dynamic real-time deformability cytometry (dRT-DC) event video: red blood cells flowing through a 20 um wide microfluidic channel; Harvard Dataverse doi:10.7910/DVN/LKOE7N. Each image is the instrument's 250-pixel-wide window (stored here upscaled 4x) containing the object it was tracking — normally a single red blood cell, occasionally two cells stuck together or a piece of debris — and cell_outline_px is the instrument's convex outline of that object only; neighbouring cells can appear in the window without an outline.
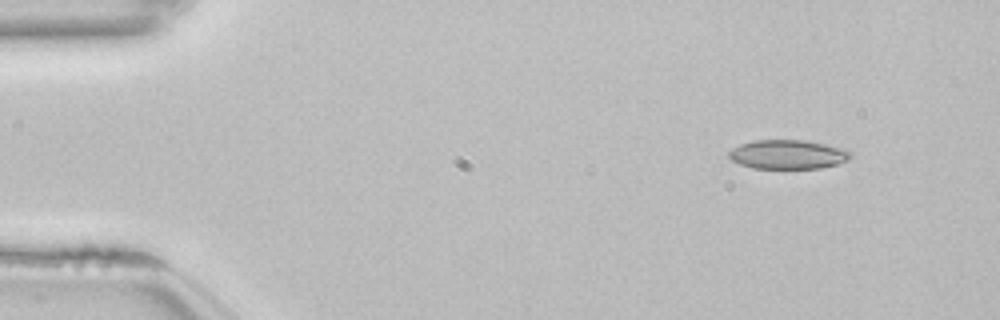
{"species": "common noctule bat (a hibernating species)", "species_latin": "Nyctalus noctula", "temperature_condition": "room temperature", "stored_images_in_passage": 49, "camera_frame_rate_fps": 3000, "um_per_image_px": 0.085, "animal": {"sex": "female", "body_mass_g": 22.7, "forearm_length_mm": 54.2}, "frame": {"image": 1, "passage_image": 1, "time_ms": 0.0, "image_size_px": [1000, 320], "cell_outline_px": [[852, 156], [848, 160], [836, 164], [820, 168], [752, 168], [740, 164], [732, 160], [728, 156], [728, 152], [732, 148], [740, 144], [752, 140], [804, 140], [844, 148], [852, 152]], "centroid_in_image_um": [66.96, 13.12], "position_along_channel_um": 18.0, "area_um2": 20.69}}
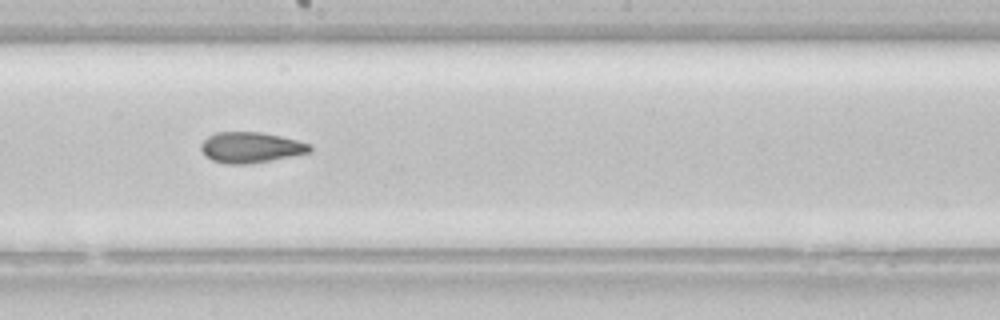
{"frame": {"image": 2, "passage_image": 25, "time_ms": 8.0, "image_size_px": [1000, 320], "cell_outline_px": [[312, 152], [248, 164], [224, 164], [212, 160], [204, 156], [200, 148], [200, 144], [208, 136], [216, 132], [260, 132], [280, 136], [312, 144]], "centroid_in_image_um": [21.29, 12.53], "position_along_channel_um": 226.9, "area_um2": 19.54}}
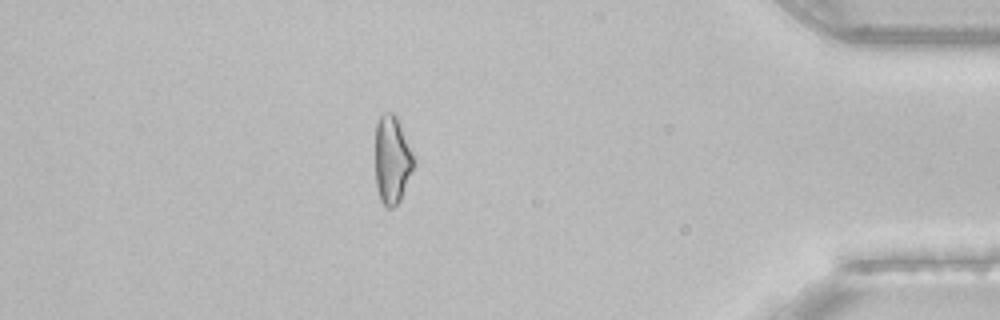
{"frame": {"image": 3, "passage_image": 42, "time_ms": 13.667, "image_size_px": [1000, 320], "cell_outline_px": [[416, 160], [400, 200], [392, 208], [388, 208], [380, 200], [376, 184], [376, 124], [380, 116], [384, 112], [392, 112], [400, 120]], "centroid_in_image_um": [33.34, 13.53], "position_along_channel_um": 401.9, "area_um2": 19.83}, "authors_computed_cell_mechanics": {"area_um2": 20.0566, "velocity_mm_per_s": 3.8578, "shape_relaxation_time_tau1_ms": null, "shape_relaxation_time_tau2_ms": 3.1787, "deformation_change_tau1": null, "deformation_change_tau2": 0.095}}